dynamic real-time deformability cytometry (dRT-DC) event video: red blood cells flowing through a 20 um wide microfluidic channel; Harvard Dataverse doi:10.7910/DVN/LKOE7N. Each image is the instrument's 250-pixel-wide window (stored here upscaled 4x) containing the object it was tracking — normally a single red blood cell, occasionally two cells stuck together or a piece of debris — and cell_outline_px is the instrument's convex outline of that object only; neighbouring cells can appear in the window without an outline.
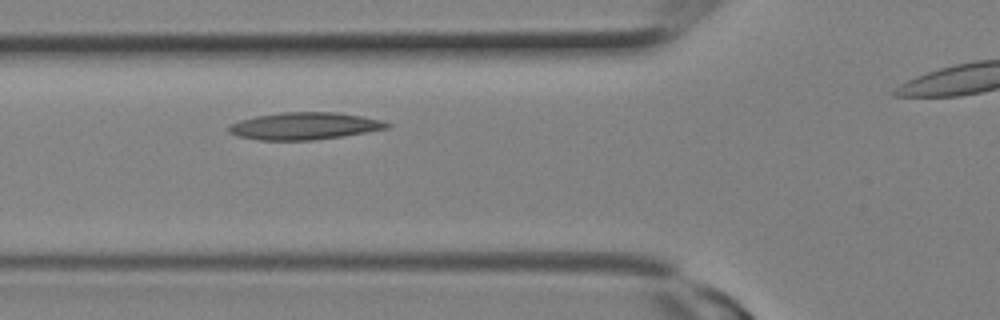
{"species": "Egyptian fruit bat (a non-hibernating species)", "species_latin": "Rousettus aegyptiacus", "temperature_condition": "room temperature", "stored_images_in_passage": 7, "segment_of_instrument_passage": [1, 2], "camera_frame_rate_fps": 3000, "um_per_image_px": 0.085, "animal": {"sex": "female"}, "frame": {"image": 1, "passage_image": 6, "time_ms": 1.667, "image_size_px": [1000, 320], "cell_outline_px": [[392, 124], [388, 128], [344, 136], [312, 140], [260, 140], [236, 136], [228, 132], [228, 124], [240, 120], [256, 116], [280, 112], [336, 112], [360, 116], [380, 120]], "centroid_in_image_um": [25.83, 10.71], "position_along_channel_um": 100.0, "area_um2": 25.09}}